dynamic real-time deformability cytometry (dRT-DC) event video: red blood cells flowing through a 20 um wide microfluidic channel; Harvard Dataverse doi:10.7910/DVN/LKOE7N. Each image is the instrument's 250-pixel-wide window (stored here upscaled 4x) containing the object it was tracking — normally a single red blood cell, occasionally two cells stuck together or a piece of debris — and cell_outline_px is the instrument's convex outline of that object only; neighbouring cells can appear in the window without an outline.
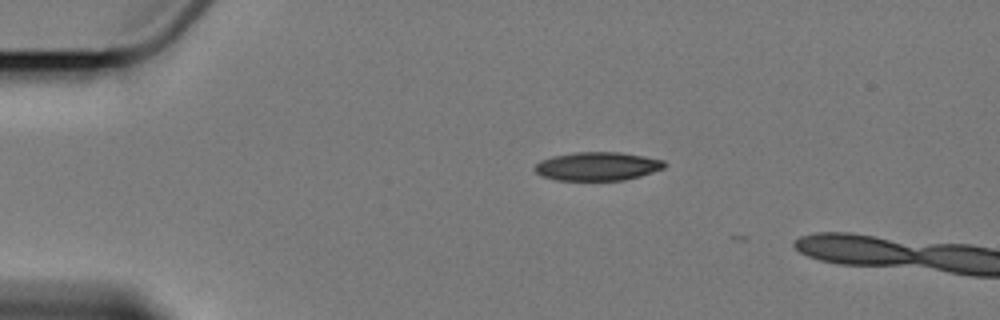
{"species": "Egyptian fruit bat (a non-hibernating species)", "species_latin": "Rousettus aegyptiacus", "temperature_condition": "cold", "stored_images_in_passage": 2, "camera_frame_rate_fps": 3000, "um_per_image_px": 0.085, "animal": {"sex": "female"}, "frame": {"image": 1, "passage_image": 2, "time_ms": 2.0, "image_size_px": [1000, 320], "cell_outline_px": [[668, 164], [664, 168], [640, 176], [624, 180], [556, 180], [540, 176], [536, 172], [536, 164], [540, 160], [552, 156], [576, 152], [620, 152], [644, 156], [664, 160]], "centroid_in_image_um": [50.8, 14.13], "position_along_channel_um": 34.2, "area_um2": 21.62}}